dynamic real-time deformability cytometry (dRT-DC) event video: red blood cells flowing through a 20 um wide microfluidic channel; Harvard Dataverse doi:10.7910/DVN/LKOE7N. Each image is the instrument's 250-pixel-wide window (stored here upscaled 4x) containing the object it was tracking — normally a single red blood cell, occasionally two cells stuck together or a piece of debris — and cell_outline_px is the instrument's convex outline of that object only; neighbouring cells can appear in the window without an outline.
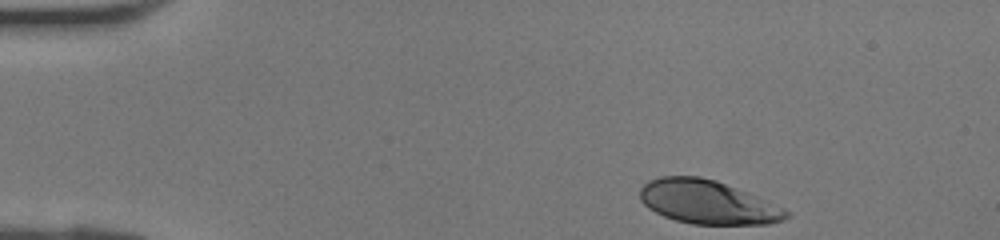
{"species": "human", "species_latin": "Homo sapiens", "temperature_condition": "room temperature", "stored_images_in_passage": 30, "camera_frame_rate_fps": 3000, "um_per_image_px": 0.085, "donor": {"sex": "female"}, "frame": {"image": 1, "passage_image": 1, "time_ms": 0.0, "image_size_px": [1000, 240], "cell_outline_px": [[792, 216], [784, 220], [768, 224], [692, 224], [676, 220], [664, 216], [648, 208], [640, 200], [640, 188], [648, 180], [660, 176], [700, 176], [716, 180], [756, 196], [784, 208], [792, 212]], "centroid_in_image_um": [60.15, 17.18], "position_along_channel_um": 24.8, "area_um2": 37.28}}
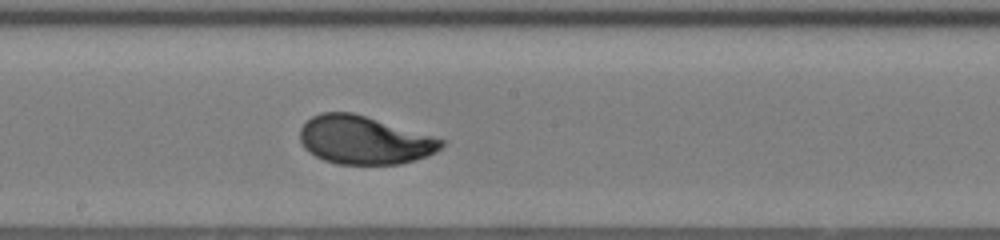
{"frame": {"image": 2, "passage_image": 18, "time_ms": 5.667, "image_size_px": [1000, 240], "cell_outline_px": [[444, 144], [436, 152], [428, 156], [400, 164], [336, 164], [324, 160], [308, 152], [304, 148], [300, 140], [300, 128], [312, 116], [320, 112], [352, 112], [432, 136], [444, 140]], "centroid_in_image_um": [30.92, 11.91], "position_along_channel_um": 217.3, "area_um2": 39.54}}
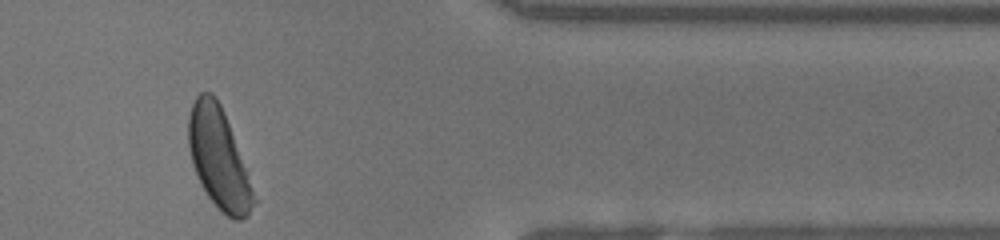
{"frame": {"image": 3, "passage_image": 30, "time_ms": 9.667, "image_size_px": [1000, 240], "cell_outline_px": [[260, 200], [248, 216], [240, 220], [232, 220], [208, 196], [200, 184], [192, 164], [188, 148], [188, 116], [192, 104], [196, 96], [200, 92], [212, 92], [216, 96], [224, 112]], "centroid_in_image_um": [18.64, 13.49], "position_along_channel_um": 392.8, "area_um2": 38.9}}